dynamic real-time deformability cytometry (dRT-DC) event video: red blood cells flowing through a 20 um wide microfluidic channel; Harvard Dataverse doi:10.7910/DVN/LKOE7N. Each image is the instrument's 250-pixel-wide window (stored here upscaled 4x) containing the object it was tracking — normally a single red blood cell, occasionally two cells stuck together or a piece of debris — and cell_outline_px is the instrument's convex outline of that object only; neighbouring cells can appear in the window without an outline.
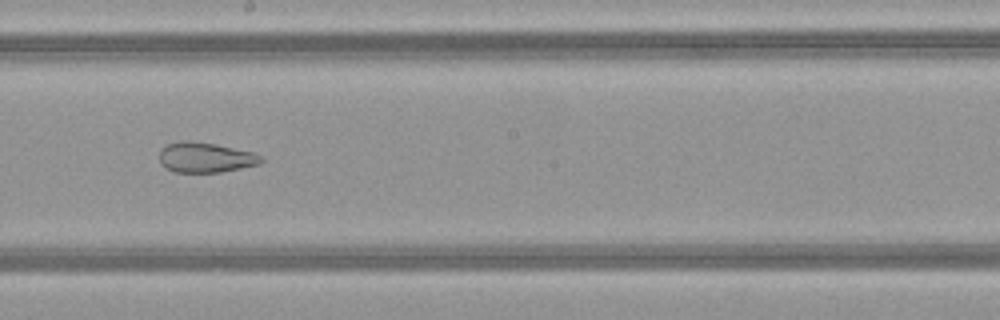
{"species": "common noctule bat (a hibernating species)", "species_latin": "Nyctalus noctula", "temperature_condition": "warm", "stored_images_in_passage": 51, "camera_frame_rate_fps": 3000, "um_per_image_px": 0.085, "animal": {"sex": "female", "body_mass_g": 21.9}, "frame": {"image": 1, "passage_image": 28, "time_ms": 9.0, "image_size_px": [1000, 320], "cell_outline_px": [[264, 160], [260, 164], [220, 172], [176, 172], [160, 164], [160, 148], [168, 144], [184, 140], [188, 140], [216, 144], [252, 152], [264, 156]], "centroid_in_image_um": [17.48, 13.38], "position_along_channel_um": 230.7, "area_um2": 17.86}}
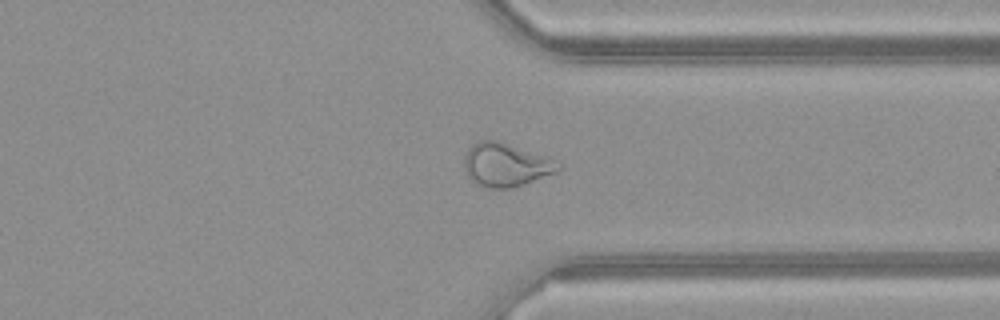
{"frame": {"image": 2, "passage_image": 38, "time_ms": 12.333, "image_size_px": [1000, 320], "cell_outline_px": [[564, 164], [560, 172], [508, 188], [484, 188], [476, 184], [468, 176], [464, 168], [464, 156], [468, 148], [472, 144], [480, 140], [500, 140], [544, 156]], "centroid_in_image_um": [43.0, 14.0], "position_along_channel_um": 368.4, "area_um2": 23.99}}
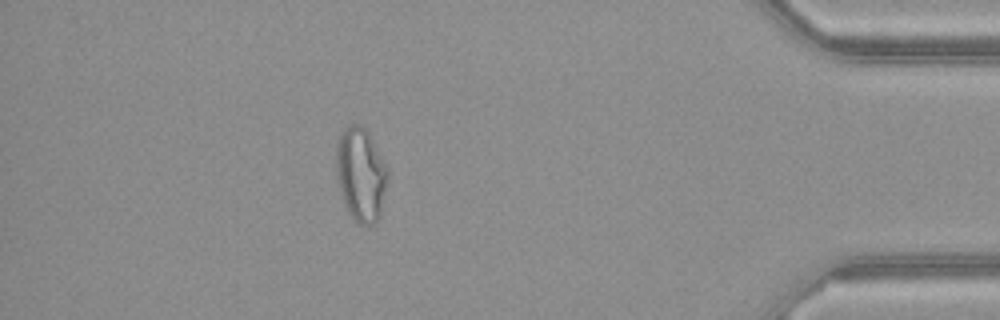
{"frame": {"image": 3, "passage_image": 44, "time_ms": 14.333, "image_size_px": [1000, 320], "cell_outline_px": [[388, 180], [380, 216], [376, 224], [360, 224], [344, 208], [336, 172], [336, 140], [344, 128], [352, 124], [360, 124], [368, 132], [388, 168]], "centroid_in_image_um": [30.67, 14.83], "position_along_channel_um": 404.5, "area_um2": 28.38}}